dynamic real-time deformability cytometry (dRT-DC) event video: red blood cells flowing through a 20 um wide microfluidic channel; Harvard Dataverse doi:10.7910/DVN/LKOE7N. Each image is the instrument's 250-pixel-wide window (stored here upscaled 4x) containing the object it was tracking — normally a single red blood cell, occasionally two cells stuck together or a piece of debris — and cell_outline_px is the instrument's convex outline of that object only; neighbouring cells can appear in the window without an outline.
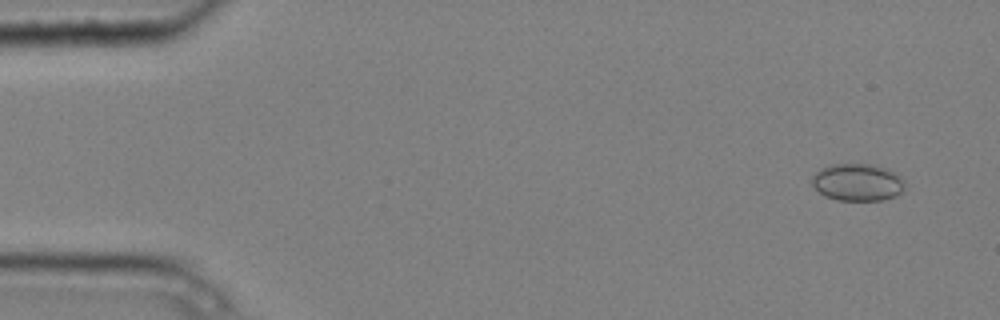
{"species": "common noctule bat (a hibernating species)", "species_latin": "Nyctalus noctula", "temperature_condition": "cold", "stored_images_in_passage": 4, "camera_frame_rate_fps": 3000, "um_per_image_px": 0.085, "animal": {"sex": "male", "body_mass_g": 20.4}, "frame": {"image": 1, "passage_image": 1, "time_ms": 0.0, "image_size_px": [1000, 320], "cell_outline_px": [[904, 188], [896, 196], [884, 200], [836, 200], [824, 196], [812, 184], [812, 176], [820, 168], [832, 164], [872, 164], [888, 168], [896, 172], [904, 180]], "centroid_in_image_um": [72.9, 15.48], "position_along_channel_um": 12.1, "area_um2": 20.35}}
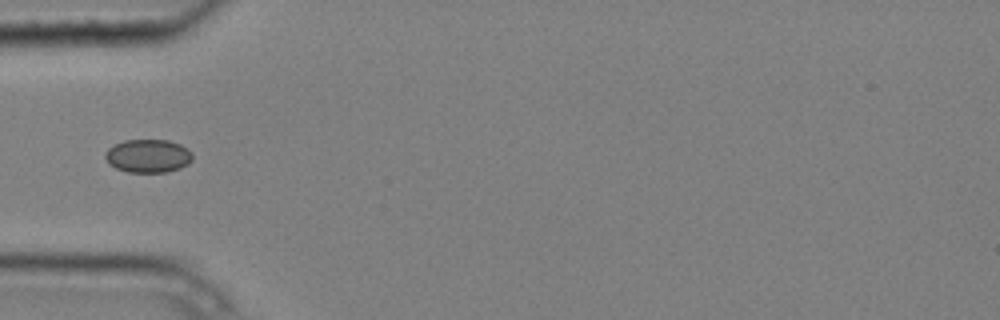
{"frame": {"image": 2, "passage_image": 4, "time_ms": 1.0, "image_size_px": [1000, 320], "cell_outline_px": [[192, 160], [188, 164], [180, 168], [168, 172], [128, 172], [116, 168], [108, 164], [104, 156], [108, 148], [124, 140], [168, 140], [180, 144], [188, 148], [192, 152]], "centroid_in_image_um": [12.6, 13.26], "position_along_channel_um": 72.4, "area_um2": 17.05}}